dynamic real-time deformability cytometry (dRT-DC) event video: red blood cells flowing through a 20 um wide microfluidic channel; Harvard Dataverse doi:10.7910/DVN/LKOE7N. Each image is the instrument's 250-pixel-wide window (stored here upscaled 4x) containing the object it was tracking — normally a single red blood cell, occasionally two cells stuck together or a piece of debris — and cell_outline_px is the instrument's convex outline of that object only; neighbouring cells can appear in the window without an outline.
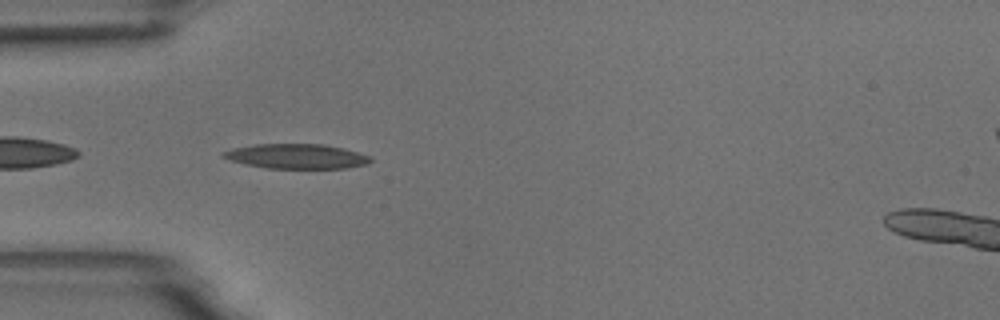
{"species": "common noctule bat (a hibernating species)", "species_latin": "Nyctalus noctula", "temperature_condition": "room temperature", "stored_images_in_passage": 7, "camera_frame_rate_fps": 3000, "um_per_image_px": 0.085, "animal": {"sex": "male", "body_mass_g": 18.8}, "frame": {"image": 1, "passage_image": 4, "time_ms": 4.333, "image_size_px": [1000, 320], "cell_outline_px": [[372, 160], [368, 164], [348, 168], [268, 168], [244, 164], [220, 156], [220, 152], [232, 148], [256, 144], [324, 144], [344, 148], [372, 156]], "centroid_in_image_um": [25.22, 13.28], "position_along_channel_um": 59.8, "area_um2": 21.39}}